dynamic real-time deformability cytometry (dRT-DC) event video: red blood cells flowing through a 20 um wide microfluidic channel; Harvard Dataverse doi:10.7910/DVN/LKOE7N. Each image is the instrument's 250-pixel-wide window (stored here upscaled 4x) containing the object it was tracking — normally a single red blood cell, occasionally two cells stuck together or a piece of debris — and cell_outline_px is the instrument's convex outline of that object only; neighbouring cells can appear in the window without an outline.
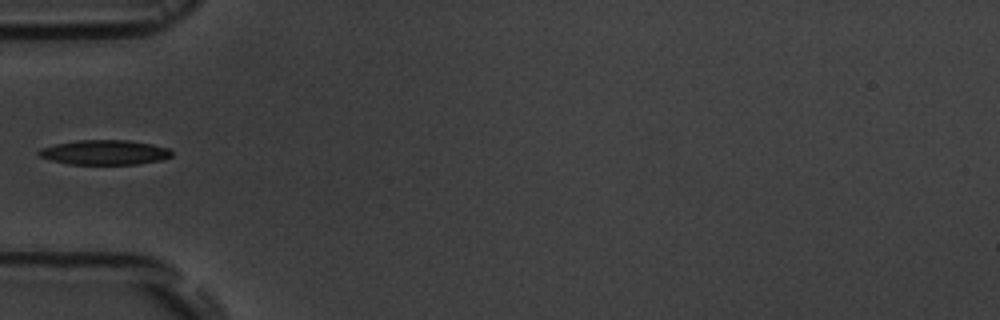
{"species": "common noctule bat (a hibernating species)", "species_latin": "Nyctalus noctula", "temperature_condition": "room temperature", "stored_images_in_passage": 5, "camera_frame_rate_fps": 3000, "um_per_image_px": 0.085, "animal": {"sex": "male", "body_mass_g": 19.5, "forearm_length_mm": 54.6}, "frame": {"image": 1, "passage_image": 5, "time_ms": 5.333, "image_size_px": [1000, 320], "cell_outline_px": [[172, 156], [160, 160], [136, 164], [68, 164], [36, 156], [36, 152], [40, 148], [56, 144], [76, 140], [128, 140], [152, 144], [168, 148], [172, 152]], "centroid_in_image_um": [8.85, 12.95], "position_along_channel_um": 76.2, "area_um2": 19.19}}